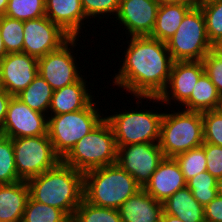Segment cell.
<instances>
[{"label": "cell", "instance_id": "obj_17", "mask_svg": "<svg viewBox=\"0 0 222 222\" xmlns=\"http://www.w3.org/2000/svg\"><path fill=\"white\" fill-rule=\"evenodd\" d=\"M184 187L186 181L178 163L174 158L164 157L143 189L156 201L163 203Z\"/></svg>", "mask_w": 222, "mask_h": 222}, {"label": "cell", "instance_id": "obj_3", "mask_svg": "<svg viewBox=\"0 0 222 222\" xmlns=\"http://www.w3.org/2000/svg\"><path fill=\"white\" fill-rule=\"evenodd\" d=\"M141 187L118 164L84 173L83 199L97 207L119 209Z\"/></svg>", "mask_w": 222, "mask_h": 222}, {"label": "cell", "instance_id": "obj_28", "mask_svg": "<svg viewBox=\"0 0 222 222\" xmlns=\"http://www.w3.org/2000/svg\"><path fill=\"white\" fill-rule=\"evenodd\" d=\"M24 21L3 16L0 18V34L9 53L23 52Z\"/></svg>", "mask_w": 222, "mask_h": 222}, {"label": "cell", "instance_id": "obj_11", "mask_svg": "<svg viewBox=\"0 0 222 222\" xmlns=\"http://www.w3.org/2000/svg\"><path fill=\"white\" fill-rule=\"evenodd\" d=\"M117 147L116 164L131 175L141 188H144L159 163L164 159L159 143H141Z\"/></svg>", "mask_w": 222, "mask_h": 222}, {"label": "cell", "instance_id": "obj_38", "mask_svg": "<svg viewBox=\"0 0 222 222\" xmlns=\"http://www.w3.org/2000/svg\"><path fill=\"white\" fill-rule=\"evenodd\" d=\"M205 222H222V196L217 195L204 207Z\"/></svg>", "mask_w": 222, "mask_h": 222}, {"label": "cell", "instance_id": "obj_7", "mask_svg": "<svg viewBox=\"0 0 222 222\" xmlns=\"http://www.w3.org/2000/svg\"><path fill=\"white\" fill-rule=\"evenodd\" d=\"M173 61H202L214 46L210 43L201 8L194 6L176 33L166 42Z\"/></svg>", "mask_w": 222, "mask_h": 222}, {"label": "cell", "instance_id": "obj_35", "mask_svg": "<svg viewBox=\"0 0 222 222\" xmlns=\"http://www.w3.org/2000/svg\"><path fill=\"white\" fill-rule=\"evenodd\" d=\"M121 0H81L82 7L86 18L89 20L92 17L96 19L107 18L106 15L111 18V15L117 16ZM100 15H102L100 17Z\"/></svg>", "mask_w": 222, "mask_h": 222}, {"label": "cell", "instance_id": "obj_21", "mask_svg": "<svg viewBox=\"0 0 222 222\" xmlns=\"http://www.w3.org/2000/svg\"><path fill=\"white\" fill-rule=\"evenodd\" d=\"M29 197L27 181L0 185V222H21Z\"/></svg>", "mask_w": 222, "mask_h": 222}, {"label": "cell", "instance_id": "obj_39", "mask_svg": "<svg viewBox=\"0 0 222 222\" xmlns=\"http://www.w3.org/2000/svg\"><path fill=\"white\" fill-rule=\"evenodd\" d=\"M12 95H10L6 90L0 92V130L4 124L7 108Z\"/></svg>", "mask_w": 222, "mask_h": 222}, {"label": "cell", "instance_id": "obj_25", "mask_svg": "<svg viewBox=\"0 0 222 222\" xmlns=\"http://www.w3.org/2000/svg\"><path fill=\"white\" fill-rule=\"evenodd\" d=\"M53 89L38 74L35 79L16 97L28 105L32 110L48 115Z\"/></svg>", "mask_w": 222, "mask_h": 222}, {"label": "cell", "instance_id": "obj_26", "mask_svg": "<svg viewBox=\"0 0 222 222\" xmlns=\"http://www.w3.org/2000/svg\"><path fill=\"white\" fill-rule=\"evenodd\" d=\"M204 16L206 32L214 46L222 38V0H198Z\"/></svg>", "mask_w": 222, "mask_h": 222}, {"label": "cell", "instance_id": "obj_29", "mask_svg": "<svg viewBox=\"0 0 222 222\" xmlns=\"http://www.w3.org/2000/svg\"><path fill=\"white\" fill-rule=\"evenodd\" d=\"M71 222H121V216L118 209L97 207L83 199Z\"/></svg>", "mask_w": 222, "mask_h": 222}, {"label": "cell", "instance_id": "obj_20", "mask_svg": "<svg viewBox=\"0 0 222 222\" xmlns=\"http://www.w3.org/2000/svg\"><path fill=\"white\" fill-rule=\"evenodd\" d=\"M118 210L121 222H160L163 203L156 201L141 188L130 196Z\"/></svg>", "mask_w": 222, "mask_h": 222}, {"label": "cell", "instance_id": "obj_22", "mask_svg": "<svg viewBox=\"0 0 222 222\" xmlns=\"http://www.w3.org/2000/svg\"><path fill=\"white\" fill-rule=\"evenodd\" d=\"M163 211L183 222H205L204 207L193 197L187 186L163 202Z\"/></svg>", "mask_w": 222, "mask_h": 222}, {"label": "cell", "instance_id": "obj_34", "mask_svg": "<svg viewBox=\"0 0 222 222\" xmlns=\"http://www.w3.org/2000/svg\"><path fill=\"white\" fill-rule=\"evenodd\" d=\"M204 143L222 146V115L217 110L201 113Z\"/></svg>", "mask_w": 222, "mask_h": 222}, {"label": "cell", "instance_id": "obj_16", "mask_svg": "<svg viewBox=\"0 0 222 222\" xmlns=\"http://www.w3.org/2000/svg\"><path fill=\"white\" fill-rule=\"evenodd\" d=\"M5 90L12 96L23 91L38 75V59L27 53H9L0 61Z\"/></svg>", "mask_w": 222, "mask_h": 222}, {"label": "cell", "instance_id": "obj_44", "mask_svg": "<svg viewBox=\"0 0 222 222\" xmlns=\"http://www.w3.org/2000/svg\"><path fill=\"white\" fill-rule=\"evenodd\" d=\"M217 194L222 196V177L216 179Z\"/></svg>", "mask_w": 222, "mask_h": 222}, {"label": "cell", "instance_id": "obj_6", "mask_svg": "<svg viewBox=\"0 0 222 222\" xmlns=\"http://www.w3.org/2000/svg\"><path fill=\"white\" fill-rule=\"evenodd\" d=\"M96 104L93 101L85 109L48 117V136L61 159L105 118Z\"/></svg>", "mask_w": 222, "mask_h": 222}, {"label": "cell", "instance_id": "obj_14", "mask_svg": "<svg viewBox=\"0 0 222 222\" xmlns=\"http://www.w3.org/2000/svg\"><path fill=\"white\" fill-rule=\"evenodd\" d=\"M48 115L32 110L28 105L12 96L0 133L9 138L48 135Z\"/></svg>", "mask_w": 222, "mask_h": 222}, {"label": "cell", "instance_id": "obj_32", "mask_svg": "<svg viewBox=\"0 0 222 222\" xmlns=\"http://www.w3.org/2000/svg\"><path fill=\"white\" fill-rule=\"evenodd\" d=\"M186 186L192 191L193 197L205 207L218 194L216 190V178L204 171L186 182Z\"/></svg>", "mask_w": 222, "mask_h": 222}, {"label": "cell", "instance_id": "obj_8", "mask_svg": "<svg viewBox=\"0 0 222 222\" xmlns=\"http://www.w3.org/2000/svg\"><path fill=\"white\" fill-rule=\"evenodd\" d=\"M129 110L131 111L124 109L125 112L119 111V113L114 112L110 116H105L113 129L117 146L159 143L160 125L164 112L158 113L150 108L149 110L129 108Z\"/></svg>", "mask_w": 222, "mask_h": 222}, {"label": "cell", "instance_id": "obj_42", "mask_svg": "<svg viewBox=\"0 0 222 222\" xmlns=\"http://www.w3.org/2000/svg\"><path fill=\"white\" fill-rule=\"evenodd\" d=\"M9 0H0V18L5 16Z\"/></svg>", "mask_w": 222, "mask_h": 222}, {"label": "cell", "instance_id": "obj_31", "mask_svg": "<svg viewBox=\"0 0 222 222\" xmlns=\"http://www.w3.org/2000/svg\"><path fill=\"white\" fill-rule=\"evenodd\" d=\"M187 182L191 178L207 171V159L202 146L190 149L174 157Z\"/></svg>", "mask_w": 222, "mask_h": 222}, {"label": "cell", "instance_id": "obj_18", "mask_svg": "<svg viewBox=\"0 0 222 222\" xmlns=\"http://www.w3.org/2000/svg\"><path fill=\"white\" fill-rule=\"evenodd\" d=\"M45 15L71 37L81 38L80 30L87 19L81 0H45Z\"/></svg>", "mask_w": 222, "mask_h": 222}, {"label": "cell", "instance_id": "obj_23", "mask_svg": "<svg viewBox=\"0 0 222 222\" xmlns=\"http://www.w3.org/2000/svg\"><path fill=\"white\" fill-rule=\"evenodd\" d=\"M197 4L159 5L153 31L149 37L167 42L178 30L185 15Z\"/></svg>", "mask_w": 222, "mask_h": 222}, {"label": "cell", "instance_id": "obj_30", "mask_svg": "<svg viewBox=\"0 0 222 222\" xmlns=\"http://www.w3.org/2000/svg\"><path fill=\"white\" fill-rule=\"evenodd\" d=\"M21 181L17 175L13 141L0 133V185Z\"/></svg>", "mask_w": 222, "mask_h": 222}, {"label": "cell", "instance_id": "obj_33", "mask_svg": "<svg viewBox=\"0 0 222 222\" xmlns=\"http://www.w3.org/2000/svg\"><path fill=\"white\" fill-rule=\"evenodd\" d=\"M5 16L22 21L45 15V0H9Z\"/></svg>", "mask_w": 222, "mask_h": 222}, {"label": "cell", "instance_id": "obj_41", "mask_svg": "<svg viewBox=\"0 0 222 222\" xmlns=\"http://www.w3.org/2000/svg\"><path fill=\"white\" fill-rule=\"evenodd\" d=\"M160 222H183L181 219L174 217L172 215L166 214L164 211L161 216Z\"/></svg>", "mask_w": 222, "mask_h": 222}, {"label": "cell", "instance_id": "obj_19", "mask_svg": "<svg viewBox=\"0 0 222 222\" xmlns=\"http://www.w3.org/2000/svg\"><path fill=\"white\" fill-rule=\"evenodd\" d=\"M88 81L83 77L75 83L53 91L48 115L54 116L63 113L79 111L87 108L95 96L88 90ZM87 83V84H86ZM87 86V87H86Z\"/></svg>", "mask_w": 222, "mask_h": 222}, {"label": "cell", "instance_id": "obj_24", "mask_svg": "<svg viewBox=\"0 0 222 222\" xmlns=\"http://www.w3.org/2000/svg\"><path fill=\"white\" fill-rule=\"evenodd\" d=\"M220 94L216 86L204 72L194 85L190 99L183 105L184 110L205 112L216 110Z\"/></svg>", "mask_w": 222, "mask_h": 222}, {"label": "cell", "instance_id": "obj_13", "mask_svg": "<svg viewBox=\"0 0 222 222\" xmlns=\"http://www.w3.org/2000/svg\"><path fill=\"white\" fill-rule=\"evenodd\" d=\"M23 53L37 59L59 49L71 36L46 16L24 21Z\"/></svg>", "mask_w": 222, "mask_h": 222}, {"label": "cell", "instance_id": "obj_5", "mask_svg": "<svg viewBox=\"0 0 222 222\" xmlns=\"http://www.w3.org/2000/svg\"><path fill=\"white\" fill-rule=\"evenodd\" d=\"M173 112V113H172ZM203 121L201 112L181 111L165 113L160 125L159 147L164 157L177 155L202 146Z\"/></svg>", "mask_w": 222, "mask_h": 222}, {"label": "cell", "instance_id": "obj_37", "mask_svg": "<svg viewBox=\"0 0 222 222\" xmlns=\"http://www.w3.org/2000/svg\"><path fill=\"white\" fill-rule=\"evenodd\" d=\"M202 147L207 159V172L216 179L222 177V146L203 143Z\"/></svg>", "mask_w": 222, "mask_h": 222}, {"label": "cell", "instance_id": "obj_40", "mask_svg": "<svg viewBox=\"0 0 222 222\" xmlns=\"http://www.w3.org/2000/svg\"><path fill=\"white\" fill-rule=\"evenodd\" d=\"M159 5L163 4H198V0H155Z\"/></svg>", "mask_w": 222, "mask_h": 222}, {"label": "cell", "instance_id": "obj_36", "mask_svg": "<svg viewBox=\"0 0 222 222\" xmlns=\"http://www.w3.org/2000/svg\"><path fill=\"white\" fill-rule=\"evenodd\" d=\"M204 72L222 96V54L212 49L202 60Z\"/></svg>", "mask_w": 222, "mask_h": 222}, {"label": "cell", "instance_id": "obj_9", "mask_svg": "<svg viewBox=\"0 0 222 222\" xmlns=\"http://www.w3.org/2000/svg\"><path fill=\"white\" fill-rule=\"evenodd\" d=\"M12 141L17 175L22 181L42 174L62 160L48 135L13 138Z\"/></svg>", "mask_w": 222, "mask_h": 222}, {"label": "cell", "instance_id": "obj_43", "mask_svg": "<svg viewBox=\"0 0 222 222\" xmlns=\"http://www.w3.org/2000/svg\"><path fill=\"white\" fill-rule=\"evenodd\" d=\"M7 55V51L4 47L3 40L0 34V61Z\"/></svg>", "mask_w": 222, "mask_h": 222}, {"label": "cell", "instance_id": "obj_27", "mask_svg": "<svg viewBox=\"0 0 222 222\" xmlns=\"http://www.w3.org/2000/svg\"><path fill=\"white\" fill-rule=\"evenodd\" d=\"M21 222H71V218L59 208L36 202L29 197Z\"/></svg>", "mask_w": 222, "mask_h": 222}, {"label": "cell", "instance_id": "obj_4", "mask_svg": "<svg viewBox=\"0 0 222 222\" xmlns=\"http://www.w3.org/2000/svg\"><path fill=\"white\" fill-rule=\"evenodd\" d=\"M118 147L110 123L104 118L90 133L78 141L62 161L85 173L116 164Z\"/></svg>", "mask_w": 222, "mask_h": 222}, {"label": "cell", "instance_id": "obj_47", "mask_svg": "<svg viewBox=\"0 0 222 222\" xmlns=\"http://www.w3.org/2000/svg\"><path fill=\"white\" fill-rule=\"evenodd\" d=\"M4 90H5V88H4V85H3L2 76H1V69H0V92L4 91Z\"/></svg>", "mask_w": 222, "mask_h": 222}, {"label": "cell", "instance_id": "obj_1", "mask_svg": "<svg viewBox=\"0 0 222 222\" xmlns=\"http://www.w3.org/2000/svg\"><path fill=\"white\" fill-rule=\"evenodd\" d=\"M114 84L133 97H159L165 90L173 60L167 44L149 36L130 37Z\"/></svg>", "mask_w": 222, "mask_h": 222}, {"label": "cell", "instance_id": "obj_12", "mask_svg": "<svg viewBox=\"0 0 222 222\" xmlns=\"http://www.w3.org/2000/svg\"><path fill=\"white\" fill-rule=\"evenodd\" d=\"M204 73V66L202 61H173L170 78L165 90L160 94L159 97H135L138 103L142 104L141 99H146V102L149 100L153 103L156 102L160 104L172 105V101L174 100L180 104V106L184 105L191 96L194 85L200 78V76Z\"/></svg>", "mask_w": 222, "mask_h": 222}, {"label": "cell", "instance_id": "obj_46", "mask_svg": "<svg viewBox=\"0 0 222 222\" xmlns=\"http://www.w3.org/2000/svg\"><path fill=\"white\" fill-rule=\"evenodd\" d=\"M216 110L222 115V96H220L219 103Z\"/></svg>", "mask_w": 222, "mask_h": 222}, {"label": "cell", "instance_id": "obj_15", "mask_svg": "<svg viewBox=\"0 0 222 222\" xmlns=\"http://www.w3.org/2000/svg\"><path fill=\"white\" fill-rule=\"evenodd\" d=\"M159 4L155 0H121L116 22L123 26L129 37L150 36L157 17Z\"/></svg>", "mask_w": 222, "mask_h": 222}, {"label": "cell", "instance_id": "obj_2", "mask_svg": "<svg viewBox=\"0 0 222 222\" xmlns=\"http://www.w3.org/2000/svg\"><path fill=\"white\" fill-rule=\"evenodd\" d=\"M27 183L33 200L59 208L71 219L83 200L84 173L62 160Z\"/></svg>", "mask_w": 222, "mask_h": 222}, {"label": "cell", "instance_id": "obj_45", "mask_svg": "<svg viewBox=\"0 0 222 222\" xmlns=\"http://www.w3.org/2000/svg\"><path fill=\"white\" fill-rule=\"evenodd\" d=\"M214 49L222 54V38L214 45Z\"/></svg>", "mask_w": 222, "mask_h": 222}, {"label": "cell", "instance_id": "obj_10", "mask_svg": "<svg viewBox=\"0 0 222 222\" xmlns=\"http://www.w3.org/2000/svg\"><path fill=\"white\" fill-rule=\"evenodd\" d=\"M78 39V37H71L59 49L38 59V74L44 78L53 91L75 83L84 77L80 74L81 69L78 70L80 67H77V60L72 54Z\"/></svg>", "mask_w": 222, "mask_h": 222}]
</instances>
